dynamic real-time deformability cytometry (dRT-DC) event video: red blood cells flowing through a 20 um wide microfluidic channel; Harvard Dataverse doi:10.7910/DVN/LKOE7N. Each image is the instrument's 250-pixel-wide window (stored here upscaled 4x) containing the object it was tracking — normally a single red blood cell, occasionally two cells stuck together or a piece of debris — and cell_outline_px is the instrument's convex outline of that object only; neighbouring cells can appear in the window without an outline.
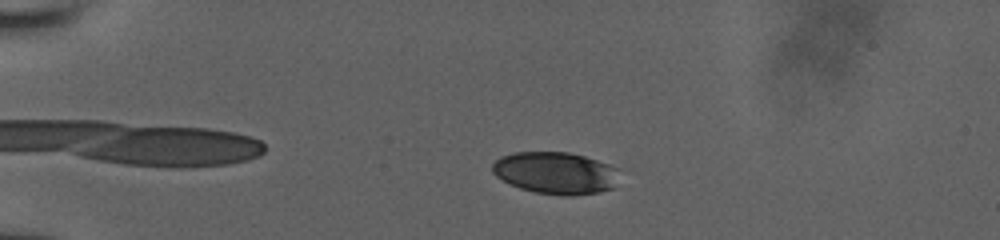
{"species": "human", "species_latin": "Homo sapiens", "temperature_condition": "room temperature", "stored_images_in_passage": 74, "camera_frame_rate_fps": 3000, "um_per_image_px": 0.085, "donor": {"sex": "male"}, "frame": {"image": 1, "passage_image": 5, "time_ms": 1.0, "image_size_px": [1000, 240], "cell_outline_px": [[620, 168], [612, 188], [600, 192], [572, 196], [564, 196], [536, 192], [520, 188], [496, 176], [492, 172], [492, 164], [496, 160], [504, 156], [516, 152], [568, 152], [584, 156]], "centroid_in_image_um": [47.24, 14.7], "position_along_channel_um": 37.8, "area_um2": 30.92}}
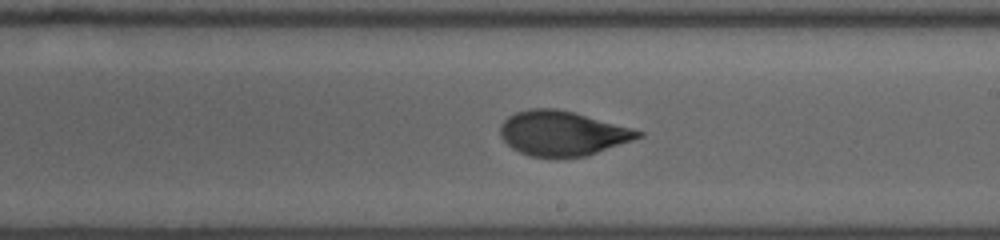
{"frame": {"image": 2, "passage_image": 36, "time_ms": 7.667, "image_size_px": [1000, 240], "cell_outline_px": [[644, 136], [588, 156], [528, 156], [512, 148], [500, 136], [500, 124], [508, 116], [516, 112], [528, 108], [556, 108], [572, 112], [632, 128], [644, 132]], "centroid_in_image_um": [47.79, 11.32], "position_along_channel_um": 241.2, "area_um2": 35.66}}
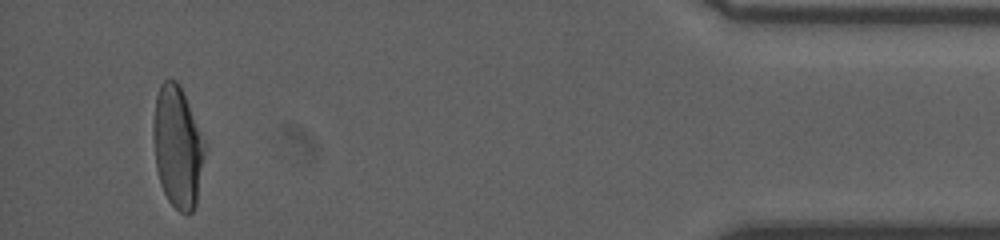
{"frame": {"image": 3, "passage_image": 69, "time_ms": 13.667, "image_size_px": [1000, 240], "cell_outline_px": [[208, 144], [196, 204], [192, 212], [188, 216], [180, 212], [168, 200], [160, 184], [156, 168], [152, 136], [152, 124], [156, 96], [160, 84], [164, 80], [176, 80], [180, 84]], "centroid_in_image_um": [15.12, 12.48], "position_along_channel_um": 420.1, "area_um2": 37.57}}